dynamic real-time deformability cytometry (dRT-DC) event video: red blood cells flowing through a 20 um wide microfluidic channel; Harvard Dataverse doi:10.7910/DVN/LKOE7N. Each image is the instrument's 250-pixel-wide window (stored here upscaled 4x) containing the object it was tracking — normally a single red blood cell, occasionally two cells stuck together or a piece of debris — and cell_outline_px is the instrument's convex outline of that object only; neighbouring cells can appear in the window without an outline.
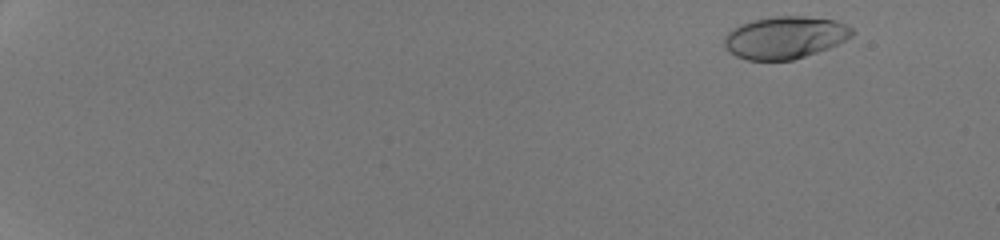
{"species": "human", "species_latin": "Homo sapiens", "temperature_condition": "room temperature", "stored_images_in_passage": 50, "camera_frame_rate_fps": 3000, "um_per_image_px": 0.085, "donor": {"sex": "male"}, "frame": {"image": 1, "passage_image": 3, "time_ms": 0.667, "image_size_px": [1000, 240], "cell_outline_px": [[856, 32], [852, 36], [828, 48], [792, 60], [748, 60], [736, 56], [728, 52], [724, 48], [724, 36], [732, 28], [740, 24], [752, 20], [776, 16], [804, 16], [836, 20], [852, 28]], "centroid_in_image_um": [66.69, 3.18], "position_along_channel_um": 18.3, "area_um2": 31.56}}
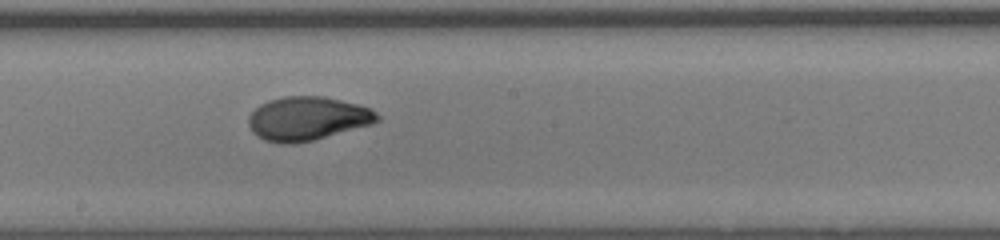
{"frame": {"image": 2, "passage_image": 31, "time_ms": 10.0, "image_size_px": [1000, 240], "cell_outline_px": [[380, 120], [372, 124], [312, 140], [292, 144], [280, 144], [264, 140], [256, 136], [252, 132], [248, 124], [248, 116], [260, 104], [268, 100], [284, 96], [324, 96], [372, 108], [380, 116]], "centroid_in_image_um": [26.11, 10.07], "position_along_channel_um": 222.1, "area_um2": 32.89}}
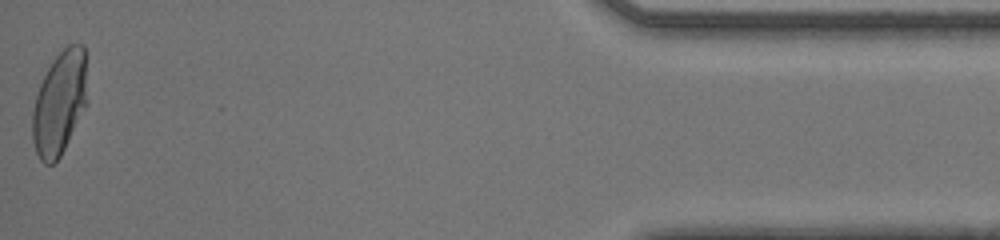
{"frame": {"image": 3, "passage_image": 50, "time_ms": 16.333, "image_size_px": [1000, 240], "cell_outline_px": [[88, 104], [60, 156], [52, 164], [44, 164], [40, 160], [36, 152], [32, 140], [32, 112], [36, 96], [40, 84], [52, 60], [68, 44], [84, 44], [88, 100]], "centroid_in_image_um": [5.08, 8.75], "position_along_channel_um": 430.1, "area_um2": 33.41}, "authors_computed_cell_mechanics": {"area_um2": 32.3391, "velocity_mm_per_s": 4.288, "shape_relaxation_time_tau1_ms": 5.2672, "shape_relaxation_time_tau2_ms": null, "deformation_change_tau1": 0.2344, "deformation_change_tau2": null}}